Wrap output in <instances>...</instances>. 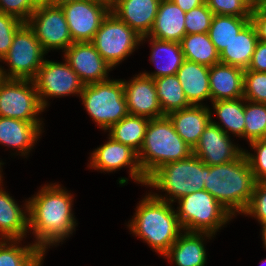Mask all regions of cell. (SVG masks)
<instances>
[{"mask_svg": "<svg viewBox=\"0 0 266 266\" xmlns=\"http://www.w3.org/2000/svg\"><path fill=\"white\" fill-rule=\"evenodd\" d=\"M37 6L33 0H0V12L12 15L26 23Z\"/></svg>", "mask_w": 266, "mask_h": 266, "instance_id": "obj_41", "label": "cell"}, {"mask_svg": "<svg viewBox=\"0 0 266 266\" xmlns=\"http://www.w3.org/2000/svg\"><path fill=\"white\" fill-rule=\"evenodd\" d=\"M33 81L38 92L40 104L44 109L48 105L47 97L80 95L85 85L67 61L59 63L46 59Z\"/></svg>", "mask_w": 266, "mask_h": 266, "instance_id": "obj_12", "label": "cell"}, {"mask_svg": "<svg viewBox=\"0 0 266 266\" xmlns=\"http://www.w3.org/2000/svg\"><path fill=\"white\" fill-rule=\"evenodd\" d=\"M185 35V12L172 0H161L153 28L149 35L141 37V42L152 37L180 43Z\"/></svg>", "mask_w": 266, "mask_h": 266, "instance_id": "obj_21", "label": "cell"}, {"mask_svg": "<svg viewBox=\"0 0 266 266\" xmlns=\"http://www.w3.org/2000/svg\"><path fill=\"white\" fill-rule=\"evenodd\" d=\"M177 217L186 232L214 234L232 215L205 189L178 200Z\"/></svg>", "mask_w": 266, "mask_h": 266, "instance_id": "obj_7", "label": "cell"}, {"mask_svg": "<svg viewBox=\"0 0 266 266\" xmlns=\"http://www.w3.org/2000/svg\"><path fill=\"white\" fill-rule=\"evenodd\" d=\"M140 42L141 36L111 11L102 21L91 41L102 58L112 68L132 54Z\"/></svg>", "mask_w": 266, "mask_h": 266, "instance_id": "obj_9", "label": "cell"}, {"mask_svg": "<svg viewBox=\"0 0 266 266\" xmlns=\"http://www.w3.org/2000/svg\"><path fill=\"white\" fill-rule=\"evenodd\" d=\"M91 1L105 6L110 11L114 8V6L117 3V0H91Z\"/></svg>", "mask_w": 266, "mask_h": 266, "instance_id": "obj_45", "label": "cell"}, {"mask_svg": "<svg viewBox=\"0 0 266 266\" xmlns=\"http://www.w3.org/2000/svg\"><path fill=\"white\" fill-rule=\"evenodd\" d=\"M42 123L0 116V144L17 148L26 156L42 132Z\"/></svg>", "mask_w": 266, "mask_h": 266, "instance_id": "obj_23", "label": "cell"}, {"mask_svg": "<svg viewBox=\"0 0 266 266\" xmlns=\"http://www.w3.org/2000/svg\"><path fill=\"white\" fill-rule=\"evenodd\" d=\"M108 139L109 141L92 152L89 167L103 172H112L129 166L130 177L135 182L146 185L147 178L140 168L137 152L129 145L117 142L110 136Z\"/></svg>", "mask_w": 266, "mask_h": 266, "instance_id": "obj_14", "label": "cell"}, {"mask_svg": "<svg viewBox=\"0 0 266 266\" xmlns=\"http://www.w3.org/2000/svg\"><path fill=\"white\" fill-rule=\"evenodd\" d=\"M250 146L256 154L244 150L256 182H266V139H258L250 142Z\"/></svg>", "mask_w": 266, "mask_h": 266, "instance_id": "obj_38", "label": "cell"}, {"mask_svg": "<svg viewBox=\"0 0 266 266\" xmlns=\"http://www.w3.org/2000/svg\"><path fill=\"white\" fill-rule=\"evenodd\" d=\"M214 15L251 18L257 0H205Z\"/></svg>", "mask_w": 266, "mask_h": 266, "instance_id": "obj_35", "label": "cell"}, {"mask_svg": "<svg viewBox=\"0 0 266 266\" xmlns=\"http://www.w3.org/2000/svg\"><path fill=\"white\" fill-rule=\"evenodd\" d=\"M245 70L266 72V42H257L251 62Z\"/></svg>", "mask_w": 266, "mask_h": 266, "instance_id": "obj_42", "label": "cell"}, {"mask_svg": "<svg viewBox=\"0 0 266 266\" xmlns=\"http://www.w3.org/2000/svg\"><path fill=\"white\" fill-rule=\"evenodd\" d=\"M212 236L209 233L184 231L163 256L177 266H205L207 258L203 237Z\"/></svg>", "mask_w": 266, "mask_h": 266, "instance_id": "obj_25", "label": "cell"}, {"mask_svg": "<svg viewBox=\"0 0 266 266\" xmlns=\"http://www.w3.org/2000/svg\"><path fill=\"white\" fill-rule=\"evenodd\" d=\"M243 214L254 216L260 224L266 222V182H256L251 200Z\"/></svg>", "mask_w": 266, "mask_h": 266, "instance_id": "obj_40", "label": "cell"}, {"mask_svg": "<svg viewBox=\"0 0 266 266\" xmlns=\"http://www.w3.org/2000/svg\"><path fill=\"white\" fill-rule=\"evenodd\" d=\"M43 110L33 80L4 79L0 83V116L42 123L37 116Z\"/></svg>", "mask_w": 266, "mask_h": 266, "instance_id": "obj_10", "label": "cell"}, {"mask_svg": "<svg viewBox=\"0 0 266 266\" xmlns=\"http://www.w3.org/2000/svg\"><path fill=\"white\" fill-rule=\"evenodd\" d=\"M250 21L255 26L258 39L266 42V9L256 3Z\"/></svg>", "mask_w": 266, "mask_h": 266, "instance_id": "obj_43", "label": "cell"}, {"mask_svg": "<svg viewBox=\"0 0 266 266\" xmlns=\"http://www.w3.org/2000/svg\"><path fill=\"white\" fill-rule=\"evenodd\" d=\"M33 3L38 6L53 5V0H33Z\"/></svg>", "mask_w": 266, "mask_h": 266, "instance_id": "obj_46", "label": "cell"}, {"mask_svg": "<svg viewBox=\"0 0 266 266\" xmlns=\"http://www.w3.org/2000/svg\"><path fill=\"white\" fill-rule=\"evenodd\" d=\"M243 98L266 104V72L244 70Z\"/></svg>", "mask_w": 266, "mask_h": 266, "instance_id": "obj_36", "label": "cell"}, {"mask_svg": "<svg viewBox=\"0 0 266 266\" xmlns=\"http://www.w3.org/2000/svg\"><path fill=\"white\" fill-rule=\"evenodd\" d=\"M206 173L210 166L192 154L186 159L166 163L155 170L146 181V185L166 191L167 197L153 194L157 198L173 203L185 195L205 189Z\"/></svg>", "mask_w": 266, "mask_h": 266, "instance_id": "obj_5", "label": "cell"}, {"mask_svg": "<svg viewBox=\"0 0 266 266\" xmlns=\"http://www.w3.org/2000/svg\"><path fill=\"white\" fill-rule=\"evenodd\" d=\"M214 14L206 2L185 13V31L188 34L208 33Z\"/></svg>", "mask_w": 266, "mask_h": 266, "instance_id": "obj_37", "label": "cell"}, {"mask_svg": "<svg viewBox=\"0 0 266 266\" xmlns=\"http://www.w3.org/2000/svg\"><path fill=\"white\" fill-rule=\"evenodd\" d=\"M261 226H262L263 243H264V247L266 248V222L262 223Z\"/></svg>", "mask_w": 266, "mask_h": 266, "instance_id": "obj_48", "label": "cell"}, {"mask_svg": "<svg viewBox=\"0 0 266 266\" xmlns=\"http://www.w3.org/2000/svg\"><path fill=\"white\" fill-rule=\"evenodd\" d=\"M26 23L46 53L50 49L65 51L73 43L61 6H38Z\"/></svg>", "mask_w": 266, "mask_h": 266, "instance_id": "obj_11", "label": "cell"}, {"mask_svg": "<svg viewBox=\"0 0 266 266\" xmlns=\"http://www.w3.org/2000/svg\"><path fill=\"white\" fill-rule=\"evenodd\" d=\"M23 24L18 18L0 12V61L8 53L16 31Z\"/></svg>", "mask_w": 266, "mask_h": 266, "instance_id": "obj_39", "label": "cell"}, {"mask_svg": "<svg viewBox=\"0 0 266 266\" xmlns=\"http://www.w3.org/2000/svg\"><path fill=\"white\" fill-rule=\"evenodd\" d=\"M244 101L245 99L242 97L237 99L218 100L212 102L216 115L223 125H220L219 123L213 121L212 116L211 123L219 126L228 135L230 131V133L232 132V134H235L240 138H244Z\"/></svg>", "mask_w": 266, "mask_h": 266, "instance_id": "obj_28", "label": "cell"}, {"mask_svg": "<svg viewBox=\"0 0 266 266\" xmlns=\"http://www.w3.org/2000/svg\"><path fill=\"white\" fill-rule=\"evenodd\" d=\"M72 196L55 183L45 185L28 200L29 229L35 234L34 244L44 254L48 246L63 242L75 230Z\"/></svg>", "mask_w": 266, "mask_h": 266, "instance_id": "obj_1", "label": "cell"}, {"mask_svg": "<svg viewBox=\"0 0 266 266\" xmlns=\"http://www.w3.org/2000/svg\"><path fill=\"white\" fill-rule=\"evenodd\" d=\"M77 1H83V0H53V5L61 6L63 4L77 2Z\"/></svg>", "mask_w": 266, "mask_h": 266, "instance_id": "obj_47", "label": "cell"}, {"mask_svg": "<svg viewBox=\"0 0 266 266\" xmlns=\"http://www.w3.org/2000/svg\"><path fill=\"white\" fill-rule=\"evenodd\" d=\"M0 180V185L1 184ZM25 211L0 186V238L1 240H22L29 230L28 201ZM24 211V212H23Z\"/></svg>", "mask_w": 266, "mask_h": 266, "instance_id": "obj_22", "label": "cell"}, {"mask_svg": "<svg viewBox=\"0 0 266 266\" xmlns=\"http://www.w3.org/2000/svg\"><path fill=\"white\" fill-rule=\"evenodd\" d=\"M250 20L251 18L214 15L208 35L219 54Z\"/></svg>", "mask_w": 266, "mask_h": 266, "instance_id": "obj_33", "label": "cell"}, {"mask_svg": "<svg viewBox=\"0 0 266 266\" xmlns=\"http://www.w3.org/2000/svg\"><path fill=\"white\" fill-rule=\"evenodd\" d=\"M244 150L232 144L230 136L211 122L204 129L193 154L208 166H217L238 159Z\"/></svg>", "mask_w": 266, "mask_h": 266, "instance_id": "obj_16", "label": "cell"}, {"mask_svg": "<svg viewBox=\"0 0 266 266\" xmlns=\"http://www.w3.org/2000/svg\"><path fill=\"white\" fill-rule=\"evenodd\" d=\"M135 76L129 82L123 80L128 113L148 119L165 116L157 99L154 79L141 73Z\"/></svg>", "mask_w": 266, "mask_h": 266, "instance_id": "obj_17", "label": "cell"}, {"mask_svg": "<svg viewBox=\"0 0 266 266\" xmlns=\"http://www.w3.org/2000/svg\"><path fill=\"white\" fill-rule=\"evenodd\" d=\"M209 69L208 66L186 59L178 69L176 75L190 105H202L201 101L211 100Z\"/></svg>", "mask_w": 266, "mask_h": 266, "instance_id": "obj_24", "label": "cell"}, {"mask_svg": "<svg viewBox=\"0 0 266 266\" xmlns=\"http://www.w3.org/2000/svg\"><path fill=\"white\" fill-rule=\"evenodd\" d=\"M154 82L157 99L164 115L190 106L176 74L156 78Z\"/></svg>", "mask_w": 266, "mask_h": 266, "instance_id": "obj_32", "label": "cell"}, {"mask_svg": "<svg viewBox=\"0 0 266 266\" xmlns=\"http://www.w3.org/2000/svg\"><path fill=\"white\" fill-rule=\"evenodd\" d=\"M211 102L243 97L244 69L217 63L209 69Z\"/></svg>", "mask_w": 266, "mask_h": 266, "instance_id": "obj_19", "label": "cell"}, {"mask_svg": "<svg viewBox=\"0 0 266 266\" xmlns=\"http://www.w3.org/2000/svg\"><path fill=\"white\" fill-rule=\"evenodd\" d=\"M257 4L266 9V0H257Z\"/></svg>", "mask_w": 266, "mask_h": 266, "instance_id": "obj_49", "label": "cell"}, {"mask_svg": "<svg viewBox=\"0 0 266 266\" xmlns=\"http://www.w3.org/2000/svg\"><path fill=\"white\" fill-rule=\"evenodd\" d=\"M161 0H117L111 10L141 37L149 35Z\"/></svg>", "mask_w": 266, "mask_h": 266, "instance_id": "obj_18", "label": "cell"}, {"mask_svg": "<svg viewBox=\"0 0 266 266\" xmlns=\"http://www.w3.org/2000/svg\"><path fill=\"white\" fill-rule=\"evenodd\" d=\"M139 203L128 227L155 252L164 255L183 230L177 212L174 211L170 202L150 193Z\"/></svg>", "mask_w": 266, "mask_h": 266, "instance_id": "obj_2", "label": "cell"}, {"mask_svg": "<svg viewBox=\"0 0 266 266\" xmlns=\"http://www.w3.org/2000/svg\"><path fill=\"white\" fill-rule=\"evenodd\" d=\"M258 41L255 26L249 21L219 54L220 63L247 69Z\"/></svg>", "mask_w": 266, "mask_h": 266, "instance_id": "obj_27", "label": "cell"}, {"mask_svg": "<svg viewBox=\"0 0 266 266\" xmlns=\"http://www.w3.org/2000/svg\"><path fill=\"white\" fill-rule=\"evenodd\" d=\"M180 44L186 60L208 67L220 62L219 53L208 33L185 35Z\"/></svg>", "mask_w": 266, "mask_h": 266, "instance_id": "obj_31", "label": "cell"}, {"mask_svg": "<svg viewBox=\"0 0 266 266\" xmlns=\"http://www.w3.org/2000/svg\"><path fill=\"white\" fill-rule=\"evenodd\" d=\"M1 68L2 66H0V83L4 80V75Z\"/></svg>", "mask_w": 266, "mask_h": 266, "instance_id": "obj_50", "label": "cell"}, {"mask_svg": "<svg viewBox=\"0 0 266 266\" xmlns=\"http://www.w3.org/2000/svg\"><path fill=\"white\" fill-rule=\"evenodd\" d=\"M148 118L128 114L109 128V136L124 145H129L137 153L141 149L149 123Z\"/></svg>", "mask_w": 266, "mask_h": 266, "instance_id": "obj_29", "label": "cell"}, {"mask_svg": "<svg viewBox=\"0 0 266 266\" xmlns=\"http://www.w3.org/2000/svg\"><path fill=\"white\" fill-rule=\"evenodd\" d=\"M20 241L0 239V266H41L44 253L35 244L20 247Z\"/></svg>", "mask_w": 266, "mask_h": 266, "instance_id": "obj_30", "label": "cell"}, {"mask_svg": "<svg viewBox=\"0 0 266 266\" xmlns=\"http://www.w3.org/2000/svg\"><path fill=\"white\" fill-rule=\"evenodd\" d=\"M64 52V60L86 85L108 80L112 70L91 42H73Z\"/></svg>", "mask_w": 266, "mask_h": 266, "instance_id": "obj_15", "label": "cell"}, {"mask_svg": "<svg viewBox=\"0 0 266 266\" xmlns=\"http://www.w3.org/2000/svg\"><path fill=\"white\" fill-rule=\"evenodd\" d=\"M79 97L90 117L103 130H108L129 114L123 80L108 79L86 84Z\"/></svg>", "mask_w": 266, "mask_h": 266, "instance_id": "obj_6", "label": "cell"}, {"mask_svg": "<svg viewBox=\"0 0 266 266\" xmlns=\"http://www.w3.org/2000/svg\"><path fill=\"white\" fill-rule=\"evenodd\" d=\"M185 13L205 3V0H172Z\"/></svg>", "mask_w": 266, "mask_h": 266, "instance_id": "obj_44", "label": "cell"}, {"mask_svg": "<svg viewBox=\"0 0 266 266\" xmlns=\"http://www.w3.org/2000/svg\"><path fill=\"white\" fill-rule=\"evenodd\" d=\"M190 147L175 131L170 118L165 115L149 120L141 149L137 153L140 168L148 178L162 165L188 158Z\"/></svg>", "mask_w": 266, "mask_h": 266, "instance_id": "obj_4", "label": "cell"}, {"mask_svg": "<svg viewBox=\"0 0 266 266\" xmlns=\"http://www.w3.org/2000/svg\"><path fill=\"white\" fill-rule=\"evenodd\" d=\"M150 39L151 43L149 44L152 47L150 59L157 67V71L154 73L143 72L142 74L153 79L175 75L185 60L181 44L152 37Z\"/></svg>", "mask_w": 266, "mask_h": 266, "instance_id": "obj_26", "label": "cell"}, {"mask_svg": "<svg viewBox=\"0 0 266 266\" xmlns=\"http://www.w3.org/2000/svg\"><path fill=\"white\" fill-rule=\"evenodd\" d=\"M256 180L244 153L236 160L210 166L206 173L205 190L232 216L243 213L253 194Z\"/></svg>", "mask_w": 266, "mask_h": 266, "instance_id": "obj_3", "label": "cell"}, {"mask_svg": "<svg viewBox=\"0 0 266 266\" xmlns=\"http://www.w3.org/2000/svg\"><path fill=\"white\" fill-rule=\"evenodd\" d=\"M244 117V138L249 142L264 139L266 136V104L245 100Z\"/></svg>", "mask_w": 266, "mask_h": 266, "instance_id": "obj_34", "label": "cell"}, {"mask_svg": "<svg viewBox=\"0 0 266 266\" xmlns=\"http://www.w3.org/2000/svg\"><path fill=\"white\" fill-rule=\"evenodd\" d=\"M3 164L4 163L0 162V169H1V165H3ZM1 178H2V175H1V170H0V180H2Z\"/></svg>", "mask_w": 266, "mask_h": 266, "instance_id": "obj_51", "label": "cell"}, {"mask_svg": "<svg viewBox=\"0 0 266 266\" xmlns=\"http://www.w3.org/2000/svg\"><path fill=\"white\" fill-rule=\"evenodd\" d=\"M45 53L33 30L24 23L16 31L8 53L1 59L10 67L9 72L1 68L4 79L33 80L44 62Z\"/></svg>", "mask_w": 266, "mask_h": 266, "instance_id": "obj_8", "label": "cell"}, {"mask_svg": "<svg viewBox=\"0 0 266 266\" xmlns=\"http://www.w3.org/2000/svg\"><path fill=\"white\" fill-rule=\"evenodd\" d=\"M211 115L209 107L205 105H190L167 116L172 121L176 133L193 149L211 122Z\"/></svg>", "mask_w": 266, "mask_h": 266, "instance_id": "obj_20", "label": "cell"}, {"mask_svg": "<svg viewBox=\"0 0 266 266\" xmlns=\"http://www.w3.org/2000/svg\"><path fill=\"white\" fill-rule=\"evenodd\" d=\"M73 42H91L110 10L83 0L61 5Z\"/></svg>", "mask_w": 266, "mask_h": 266, "instance_id": "obj_13", "label": "cell"}]
</instances>
